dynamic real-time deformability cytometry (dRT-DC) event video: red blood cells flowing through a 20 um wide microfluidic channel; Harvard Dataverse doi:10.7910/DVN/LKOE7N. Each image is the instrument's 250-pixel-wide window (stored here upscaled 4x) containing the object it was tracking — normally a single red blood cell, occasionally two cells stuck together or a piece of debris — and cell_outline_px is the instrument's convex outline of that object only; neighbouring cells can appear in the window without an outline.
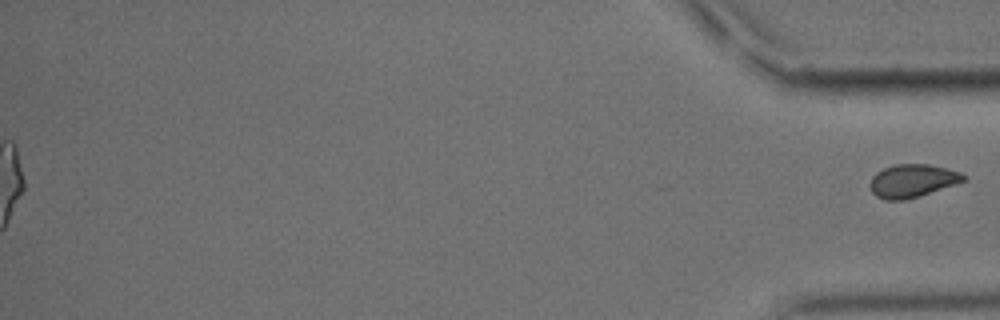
{"species": "common noctule bat (a hibernating species)", "species_latin": "Nyctalus noctula", "temperature_condition": "cold", "stored_images_in_passage": 39, "segment_of_instrument_passage": [2, 2], "camera_frame_rate_fps": 3000, "um_per_image_px": 0.085, "animal": {"sex": "male", "body_mass_g": 15.6}, "frame": {"image": 1, "passage_image": 39, "time_ms": 12.667, "image_size_px": [1000, 320], "cell_outline_px": [[968, 180], [920, 196], [904, 200], [884, 200], [876, 196], [872, 192], [868, 184], [872, 176], [876, 172], [884, 168], [896, 164], [928, 164], [960, 172], [968, 176]], "centroid_in_image_um": [77.55, 15.37], "position_along_channel_um": 357.7, "area_um2": 18.21}}